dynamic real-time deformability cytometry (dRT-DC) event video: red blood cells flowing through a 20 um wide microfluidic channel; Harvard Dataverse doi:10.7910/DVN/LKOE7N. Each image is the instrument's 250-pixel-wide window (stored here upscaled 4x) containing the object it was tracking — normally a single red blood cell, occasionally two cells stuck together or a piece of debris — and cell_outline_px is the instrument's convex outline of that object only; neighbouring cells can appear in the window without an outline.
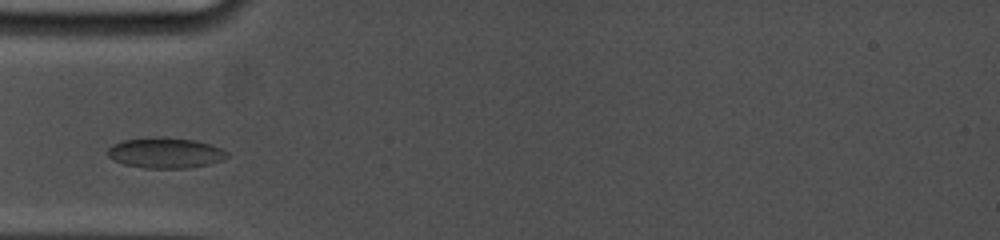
{"species": "common noctule bat (a hibernating species)", "species_latin": "Nyctalus noctula", "temperature_condition": "cold", "stored_images_in_passage": 5, "camera_frame_rate_fps": 5000, "um_per_image_px": 0.085, "animal": {"sex": "female", "body_mass_g": 19.0, "forearm_length_mm": 53.3}, "frame": {"image": 1, "passage_image": 3, "time_ms": 1.8, "image_size_px": [1000, 240], "cell_outline_px": [[228, 156], [224, 160], [208, 164], [188, 168], [144, 168], [124, 164], [108, 156], [108, 148], [112, 144], [124, 140], [156, 136], [168, 136], [196, 140], [220, 148], [228, 152]], "centroid_in_image_um": [14.07, 12.98], "position_along_channel_um": 70.9, "area_um2": 21.39}}
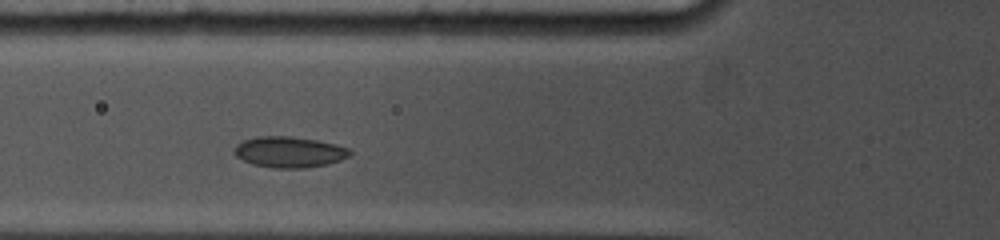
{"frame": {"image": 2, "passage_image": 4, "time_ms": 2.6, "image_size_px": [1000, 240], "cell_outline_px": [[352, 152], [348, 156], [340, 160], [328, 164], [304, 168], [272, 168], [252, 164], [236, 156], [232, 152], [236, 144], [244, 140], [256, 136], [288, 136], [316, 140], [336, 144], [348, 148]], "centroid_in_image_um": [24.56, 12.92], "position_along_channel_um": 101.2, "area_um2": 20.87}}
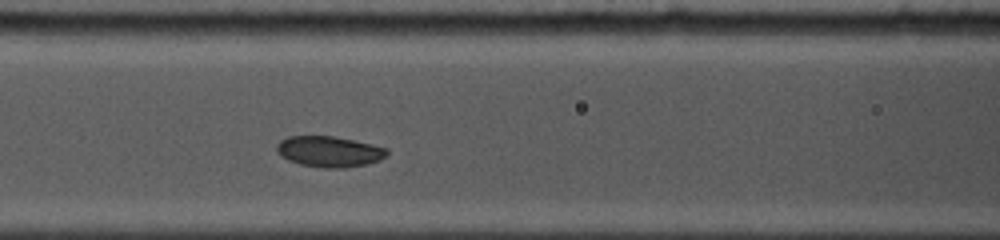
{"frame": {"image": 3, "passage_image": 5, "time_ms": 3.6, "image_size_px": [1000, 240], "cell_outline_px": [[388, 156], [380, 160], [368, 164], [344, 168], [324, 168], [300, 164], [288, 160], [280, 156], [276, 152], [276, 144], [280, 140], [288, 136], [332, 136], [356, 140], [388, 148]], "centroid_in_image_um": [27.99, 12.88], "position_along_channel_um": 138.6, "area_um2": 20.11}}